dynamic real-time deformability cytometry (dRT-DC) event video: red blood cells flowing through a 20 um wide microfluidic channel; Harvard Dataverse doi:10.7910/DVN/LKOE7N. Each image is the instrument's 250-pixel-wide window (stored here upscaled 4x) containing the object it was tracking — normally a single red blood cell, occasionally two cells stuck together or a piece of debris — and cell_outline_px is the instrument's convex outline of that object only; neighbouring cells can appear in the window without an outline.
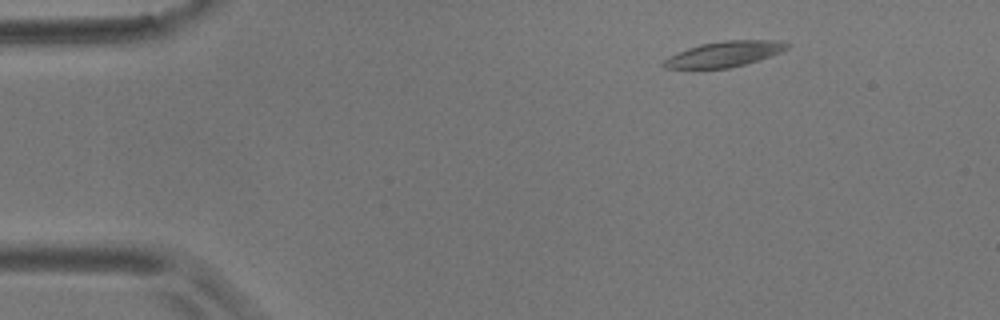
{"species": "common noctule bat (a hibernating species)", "species_latin": "Nyctalus noctula", "temperature_condition": "room temperature", "stored_images_in_passage": 5, "camera_frame_rate_fps": 3000, "um_per_image_px": 0.085, "animal": {"sex": "male", "body_mass_g": 17.9}, "frame": {"image": 1, "passage_image": 1, "time_ms": 0.0, "image_size_px": [1000, 320], "cell_outline_px": [[792, 44], [788, 48], [780, 52], [760, 60], [728, 68], [664, 68], [660, 64], [668, 56], [676, 52], [700, 44], [728, 40], [780, 40]], "centroid_in_image_um": [61.57, 4.59], "position_along_channel_um": 23.4, "area_um2": 18.38}}
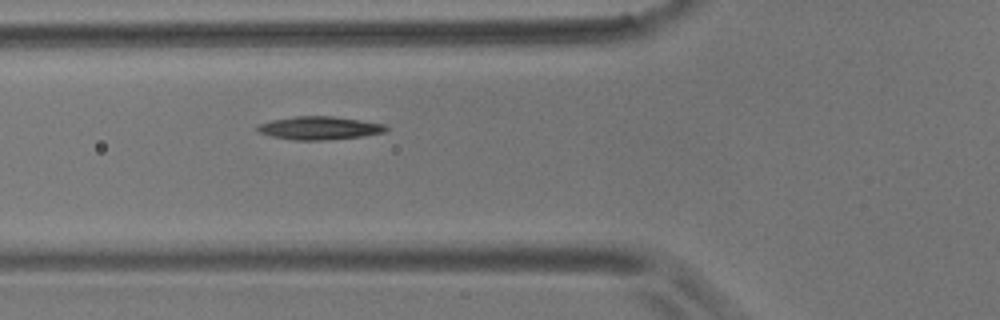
{"frame": {"image": 2, "passage_image": 5, "time_ms": 4.333, "image_size_px": [1000, 320], "cell_outline_px": [[388, 128], [384, 132], [360, 136], [328, 140], [296, 140], [272, 136], [260, 132], [256, 128], [256, 124], [272, 120], [296, 116], [332, 116], [360, 120], [384, 124]], "centroid_in_image_um": [27.12, 10.87], "position_along_channel_um": 98.7, "area_um2": 17.17}}